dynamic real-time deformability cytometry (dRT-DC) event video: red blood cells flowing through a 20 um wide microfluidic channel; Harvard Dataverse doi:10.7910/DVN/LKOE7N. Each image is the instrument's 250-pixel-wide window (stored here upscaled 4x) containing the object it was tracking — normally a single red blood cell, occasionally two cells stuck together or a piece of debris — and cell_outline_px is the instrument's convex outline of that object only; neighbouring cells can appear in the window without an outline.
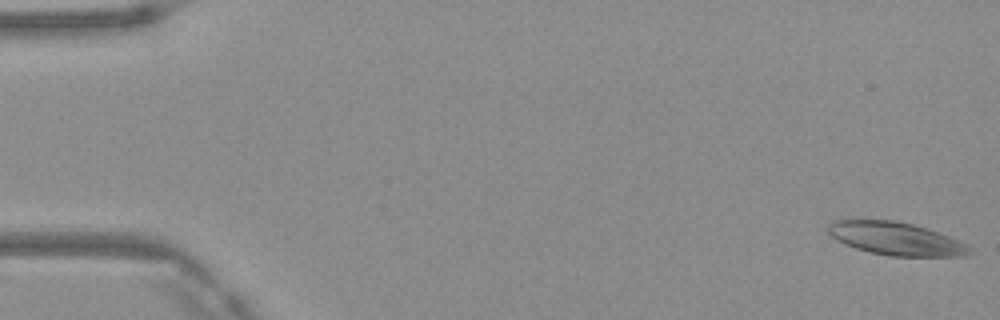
{"species": "Egyptian fruit bat (a non-hibernating species)", "species_latin": "Rousettus aegyptiacus", "temperature_condition": "warm", "stored_images_in_passage": 49, "camera_frame_rate_fps": 3000, "um_per_image_px": 0.085, "frame": {"image": 1, "passage_image": 1, "time_ms": 0.0, "image_size_px": [1000, 320], "cell_outline_px": [[972, 252], [964, 256], [892, 256], [872, 252], [856, 248], [844, 244], [836, 240], [828, 232], [828, 224], [832, 220], [896, 220], [912, 224], [960, 240], [968, 244], [972, 248]], "centroid_in_image_um": [76.16, 20.28], "position_along_channel_um": 8.8, "area_um2": 27.05}}
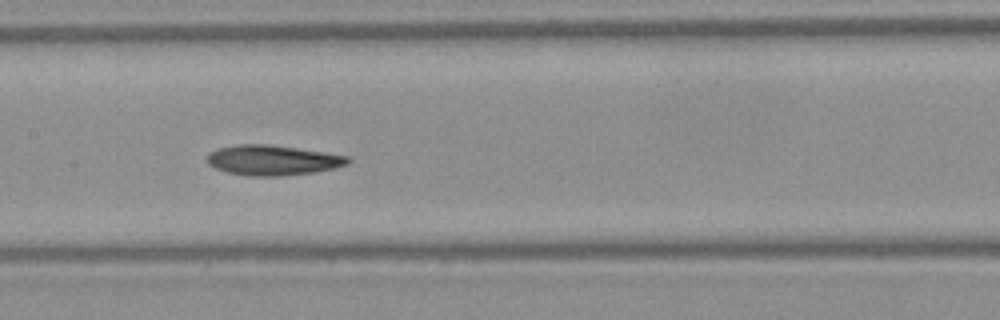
{"frame": {"image": 2, "passage_image": 24, "time_ms": 7.667, "image_size_px": [1000, 320], "cell_outline_px": [[352, 160], [348, 164], [336, 168], [316, 172], [284, 176], [248, 176], [228, 172], [216, 168], [208, 164], [208, 156], [216, 148], [236, 144], [264, 144], [296, 148], [324, 152], [348, 156]], "centroid_in_image_um": [23.21, 13.62], "position_along_channel_um": 184.2, "area_um2": 24.74}}
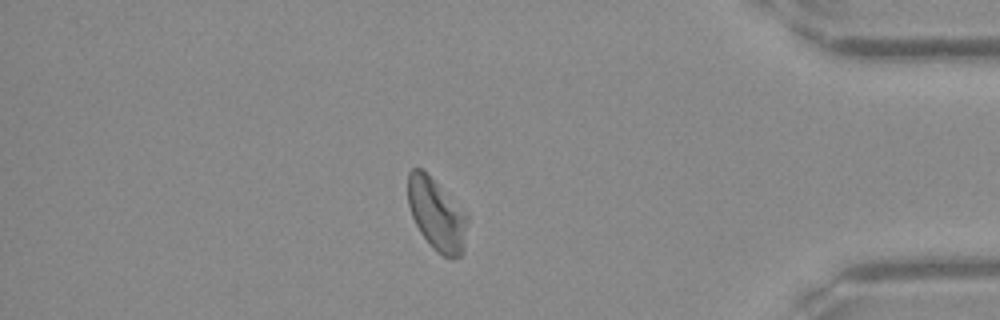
{"frame": {"image": 3, "passage_image": 42, "time_ms": 13.667, "image_size_px": [1000, 320], "cell_outline_px": [[468, 220], [464, 252], [460, 256], [444, 256], [420, 232], [412, 216], [408, 204], [408, 172], [412, 168], [420, 168], [468, 216]], "centroid_in_image_um": [37.11, 18.24], "position_along_channel_um": 398.1, "area_um2": 23.87}, "authors_computed_cell_mechanics": {"area_um2": 25.721, "velocity_mm_per_s": 4.1425, "shape_relaxation_time_tau1_ms": 7.9143, "shape_relaxation_time_tau2_ms": 4.3641, "deformation_change_tau1": 0.1797, "deformation_change_tau2": 0.1067}}